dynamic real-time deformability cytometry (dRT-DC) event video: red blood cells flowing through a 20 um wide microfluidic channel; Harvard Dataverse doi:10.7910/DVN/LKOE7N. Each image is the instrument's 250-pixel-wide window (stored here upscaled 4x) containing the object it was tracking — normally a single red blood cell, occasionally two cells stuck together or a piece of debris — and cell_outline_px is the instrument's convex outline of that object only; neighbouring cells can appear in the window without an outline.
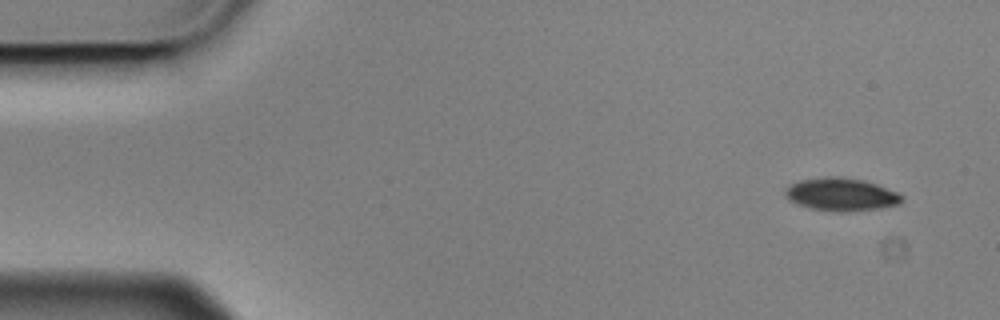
{"species": "Egyptian fruit bat (a non-hibernating species)", "species_latin": "Rousettus aegyptiacus", "temperature_condition": "cold", "stored_images_in_passage": 5, "camera_frame_rate_fps": 3000, "um_per_image_px": 0.085, "animal": {"sex": "male"}, "frame": {"image": 1, "passage_image": 1, "time_ms": 0.0, "image_size_px": [1000, 320], "cell_outline_px": [[904, 196], [900, 204], [880, 208], [840, 212], [812, 208], [796, 204], [788, 200], [784, 196], [784, 192], [792, 184], [800, 180], [824, 176], [840, 176], [864, 180], [876, 184], [896, 192]], "centroid_in_image_um": [71.49, 16.52], "position_along_channel_um": 13.5, "area_um2": 22.31}}
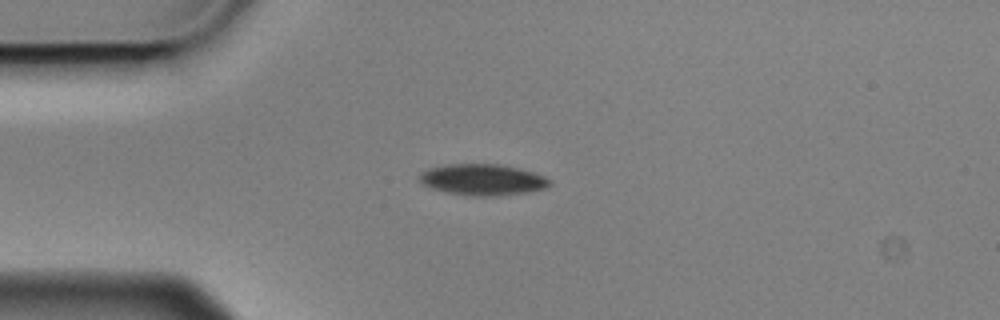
{"frame": {"image": 2, "passage_image": 4, "time_ms": 1.0, "image_size_px": [1000, 320], "cell_outline_px": [[552, 184], [544, 188], [528, 192], [496, 196], [472, 196], [448, 192], [432, 188], [424, 184], [420, 180], [420, 172], [428, 168], [448, 164], [500, 164], [532, 172], [544, 176], [552, 180]], "centroid_in_image_um": [41.04, 15.27], "position_along_channel_um": 44.0, "area_um2": 23.52}}